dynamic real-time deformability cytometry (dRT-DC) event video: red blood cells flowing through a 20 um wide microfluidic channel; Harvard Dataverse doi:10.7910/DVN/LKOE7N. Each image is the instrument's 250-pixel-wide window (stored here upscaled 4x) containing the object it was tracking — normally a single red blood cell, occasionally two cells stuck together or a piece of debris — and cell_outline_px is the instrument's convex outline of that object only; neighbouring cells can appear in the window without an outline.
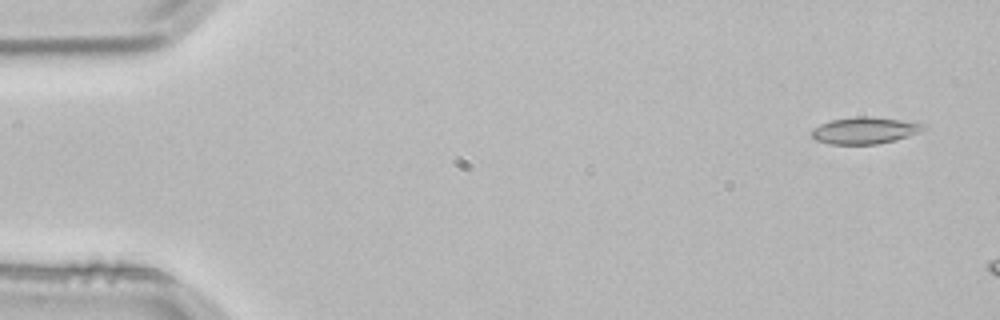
{"species": "common noctule bat (a hibernating species)", "species_latin": "Nyctalus noctula", "temperature_condition": "room temperature", "stored_images_in_passage": 3, "camera_frame_rate_fps": 3000, "um_per_image_px": 0.085, "animal": {"sex": "male", "body_mass_g": 21.5, "forearm_length_mm": 52.0}, "frame": {"image": 1, "passage_image": 1, "time_ms": 0.0, "image_size_px": [1000, 320], "cell_outline_px": [[928, 128], [892, 140], [876, 144], [828, 144], [816, 140], [812, 136], [812, 128], [820, 124], [832, 120], [856, 116], [864, 116], [920, 120], [928, 124]], "centroid_in_image_um": [73.57, 11.05], "position_along_channel_um": 11.4, "area_um2": 17.69}}